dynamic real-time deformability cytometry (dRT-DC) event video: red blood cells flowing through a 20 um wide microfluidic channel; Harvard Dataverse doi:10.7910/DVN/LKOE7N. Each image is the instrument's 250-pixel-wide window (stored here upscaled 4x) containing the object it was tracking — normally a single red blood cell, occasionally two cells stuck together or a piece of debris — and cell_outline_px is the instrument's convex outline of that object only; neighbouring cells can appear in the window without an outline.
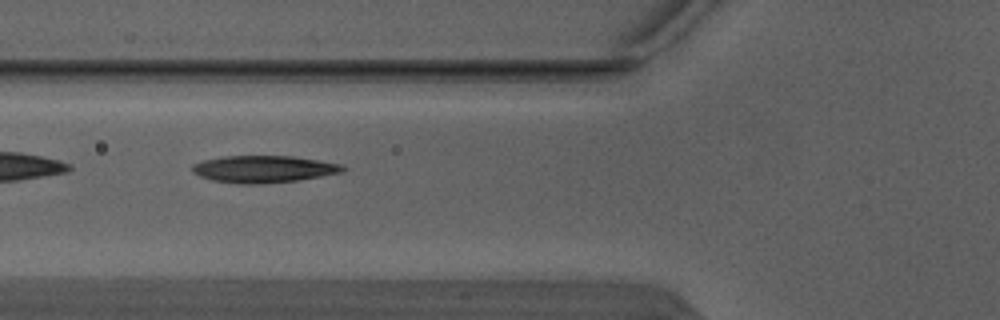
{"species": "Egyptian fruit bat (a non-hibernating species)", "species_latin": "Rousettus aegyptiacus", "temperature_condition": "warm", "stored_images_in_passage": 6, "camera_frame_rate_fps": 3000, "um_per_image_px": 0.085, "animal": {"sex": "male"}, "frame": {"image": 1, "passage_image": 5, "time_ms": 1.333, "image_size_px": [1000, 320], "cell_outline_px": [[348, 168], [344, 172], [300, 180], [260, 184], [240, 184], [212, 180], [200, 176], [192, 172], [192, 164], [204, 160], [224, 156], [292, 156], [344, 164]], "centroid_in_image_um": [22.46, 14.37], "position_along_channel_um": 103.3, "area_um2": 23.93}}